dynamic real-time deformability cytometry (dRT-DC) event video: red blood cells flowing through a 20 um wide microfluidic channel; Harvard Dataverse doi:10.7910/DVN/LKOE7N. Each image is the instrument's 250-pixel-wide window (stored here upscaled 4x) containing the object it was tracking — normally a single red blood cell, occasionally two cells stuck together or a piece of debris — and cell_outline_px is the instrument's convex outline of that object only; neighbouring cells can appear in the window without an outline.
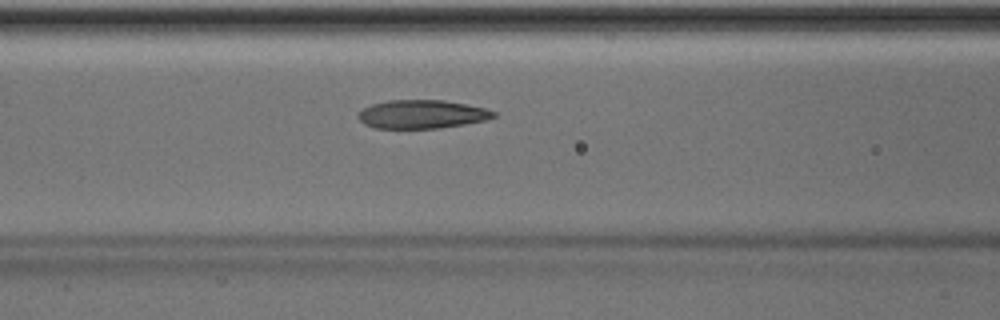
{"species": "Egyptian fruit bat (a non-hibernating species)", "species_latin": "Rousettus aegyptiacus", "temperature_condition": "room temperature", "stored_images_in_passage": 26, "camera_frame_rate_fps": 3000, "um_per_image_px": 0.085, "animal": {"sex": "male"}, "frame": {"image": 1, "passage_image": 5, "time_ms": 1.333, "image_size_px": [1000, 320], "cell_outline_px": [[496, 116], [488, 120], [440, 128], [376, 128], [364, 124], [356, 116], [364, 108], [372, 104], [388, 100], [444, 100], [484, 108], [496, 112]], "centroid_in_image_um": [35.86, 9.71], "position_along_channel_um": 130.7, "area_um2": 22.43}}